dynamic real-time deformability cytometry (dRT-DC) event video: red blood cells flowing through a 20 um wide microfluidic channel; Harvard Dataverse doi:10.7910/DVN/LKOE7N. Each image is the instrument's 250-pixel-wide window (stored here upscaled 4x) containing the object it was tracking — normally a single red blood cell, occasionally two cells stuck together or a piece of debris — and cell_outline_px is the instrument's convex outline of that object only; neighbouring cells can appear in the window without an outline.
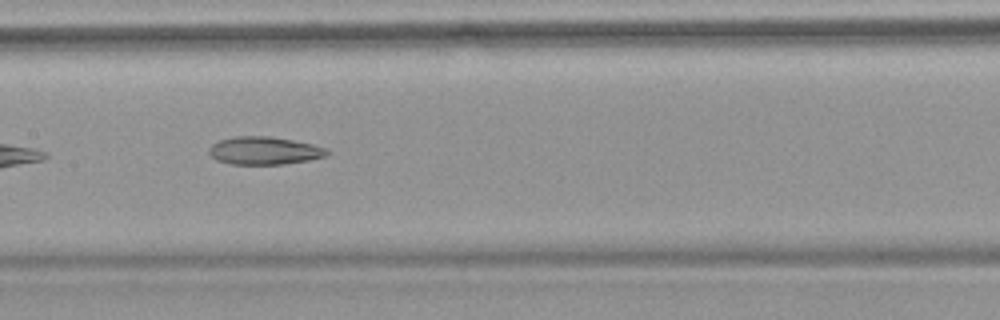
{"species": "common noctule bat (a hibernating species)", "species_latin": "Nyctalus noctula", "temperature_condition": "warm", "stored_images_in_passage": 14, "camera_frame_rate_fps": 3000, "um_per_image_px": 0.085, "animal": {"sex": "female", "body_mass_g": 18.4}, "frame": {"image": 1, "passage_image": 7, "time_ms": 8.667, "image_size_px": [1000, 320], "cell_outline_px": [[328, 152], [324, 156], [308, 160], [280, 164], [232, 164], [216, 160], [208, 152], [208, 148], [212, 144], [220, 140], [236, 136], [268, 136], [292, 140], [312, 144], [324, 148]], "centroid_in_image_um": [22.4, 12.8], "position_along_channel_um": 185.0, "area_um2": 18.84}}
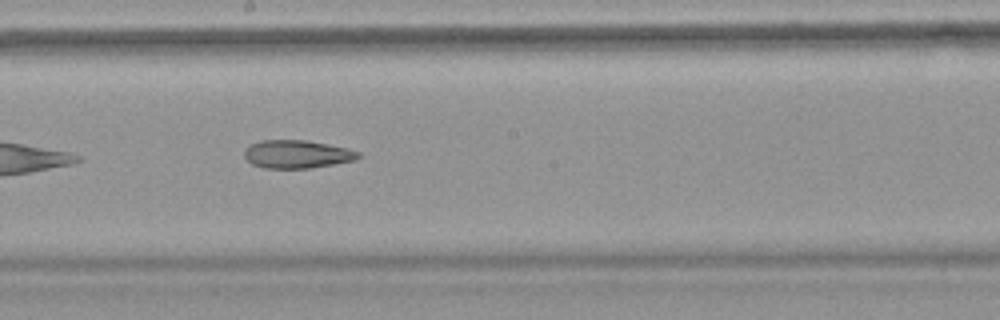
{"frame": {"image": 2, "passage_image": 8, "time_ms": 9.667, "image_size_px": [1000, 320], "cell_outline_px": [[360, 156], [352, 160], [332, 164], [308, 168], [264, 168], [252, 164], [244, 156], [244, 152], [252, 144], [260, 140], [304, 140], [344, 148], [360, 152]], "centroid_in_image_um": [25.19, 13.11], "position_along_channel_um": 223.0, "area_um2": 18.15}, "authors_computed_cell_mechanics": {"area_um2": 22.0796, "velocity_mm_per_s": 3.2786, "shape_relaxation_time_tau1_ms": 3.1262, "shape_relaxation_time_tau2_ms": null, "deformation_change_tau1": 0.1319, "deformation_change_tau2": null}}